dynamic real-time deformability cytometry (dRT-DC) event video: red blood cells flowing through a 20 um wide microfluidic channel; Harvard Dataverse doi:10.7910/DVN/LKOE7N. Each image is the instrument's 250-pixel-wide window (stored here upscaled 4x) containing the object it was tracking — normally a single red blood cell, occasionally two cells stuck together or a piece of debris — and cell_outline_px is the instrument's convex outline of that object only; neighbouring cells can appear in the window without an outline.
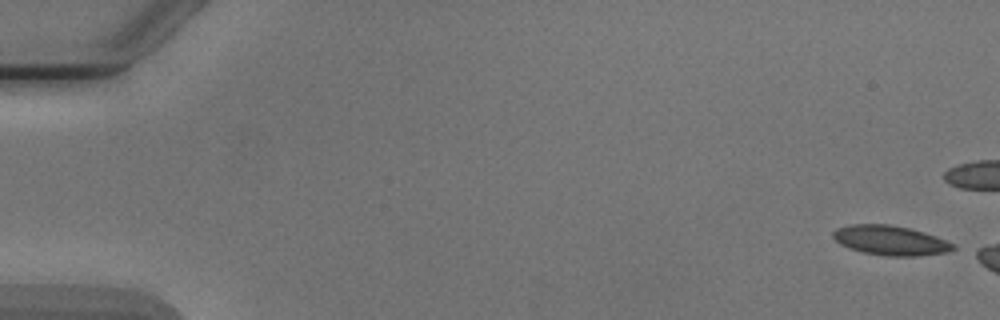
{"species": "Egyptian fruit bat (a non-hibernating species)", "species_latin": "Rousettus aegyptiacus", "temperature_condition": "cold", "stored_images_in_passage": 6, "camera_frame_rate_fps": 3000, "um_per_image_px": 0.085, "animal": {"sex": "male"}, "frame": {"image": 1, "passage_image": 1, "time_ms": 0.0, "image_size_px": [1000, 320], "cell_outline_px": [[956, 248], [948, 252], [916, 256], [884, 256], [864, 252], [848, 248], [840, 244], [832, 236], [832, 232], [836, 228], [852, 224], [888, 224], [908, 228], [924, 232], [936, 236], [956, 244]], "centroid_in_image_um": [75.69, 20.43], "position_along_channel_um": 9.3, "area_um2": 20.81}}